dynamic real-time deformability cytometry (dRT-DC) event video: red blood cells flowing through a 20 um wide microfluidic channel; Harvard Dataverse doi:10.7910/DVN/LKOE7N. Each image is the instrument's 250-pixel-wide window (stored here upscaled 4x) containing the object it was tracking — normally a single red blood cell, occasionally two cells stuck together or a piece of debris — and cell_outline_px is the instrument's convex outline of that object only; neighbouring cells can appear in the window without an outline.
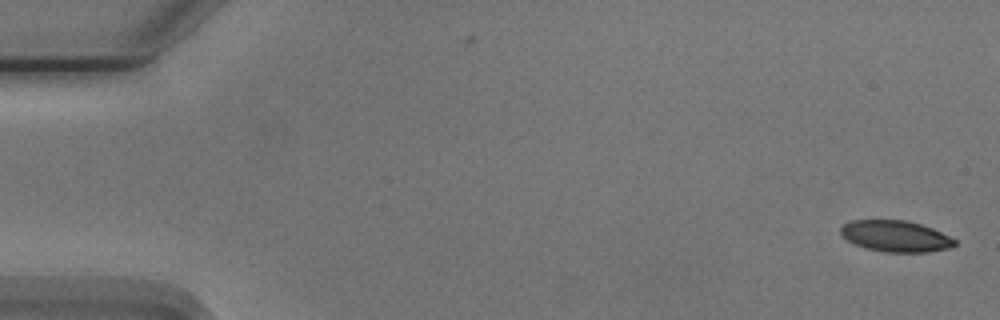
{"species": "Egyptian fruit bat (a non-hibernating species)", "species_latin": "Rousettus aegyptiacus", "temperature_condition": "cold", "stored_images_in_passage": 6, "camera_frame_rate_fps": 3000, "um_per_image_px": 0.085, "animal": {"sex": "male"}, "frame": {"image": 1, "passage_image": 1, "time_ms": 0.0, "image_size_px": [1000, 320], "cell_outline_px": [[956, 244], [948, 248], [928, 252], [884, 252], [868, 248], [856, 244], [848, 240], [840, 232], [840, 228], [844, 224], [852, 220], [904, 220], [920, 224], [932, 228], [956, 240]], "centroid_in_image_um": [76.13, 20.07], "position_along_channel_um": 8.9, "area_um2": 20.46}}